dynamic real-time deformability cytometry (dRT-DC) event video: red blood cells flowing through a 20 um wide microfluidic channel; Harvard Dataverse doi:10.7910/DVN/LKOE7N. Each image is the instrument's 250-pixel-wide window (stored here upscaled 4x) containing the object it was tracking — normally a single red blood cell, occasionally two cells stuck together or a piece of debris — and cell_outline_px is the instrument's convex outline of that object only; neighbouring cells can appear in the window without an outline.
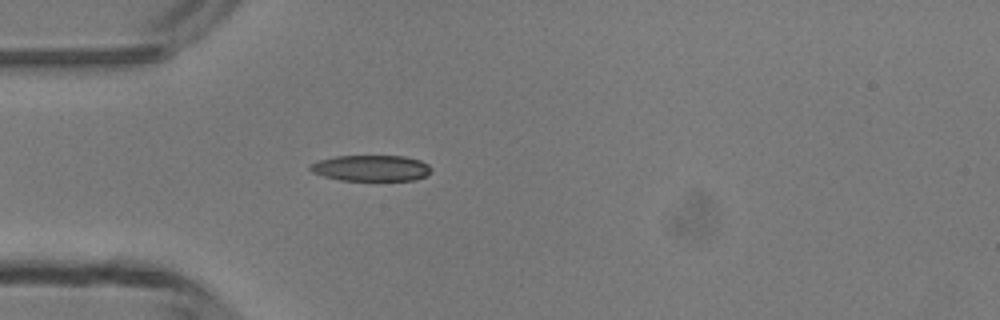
{"species": "common noctule bat (a hibernating species)", "species_latin": "Nyctalus noctula", "temperature_condition": "room temperature", "stored_images_in_passage": 35, "camera_frame_rate_fps": 3000, "um_per_image_px": 0.085, "animal": {"sex": "male", "body_mass_g": 13.3}, "frame": {"image": 1, "passage_image": 1, "time_ms": 0.0, "image_size_px": [1000, 320], "cell_outline_px": [[432, 172], [428, 176], [416, 180], [340, 180], [324, 176], [312, 172], [308, 168], [308, 164], [316, 160], [336, 156], [404, 156], [420, 160], [428, 164], [432, 168]], "centroid_in_image_um": [31.55, 14.29], "position_along_channel_um": 53.5, "area_um2": 18.61}}
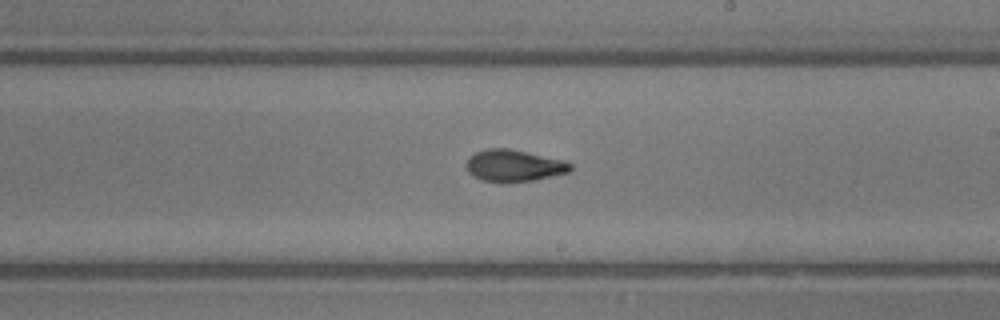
{"frame": {"image": 2, "passage_image": 15, "time_ms": 4.667, "image_size_px": [1000, 320], "cell_outline_px": [[572, 168], [568, 172], [532, 180], [504, 184], [500, 184], [484, 180], [472, 176], [468, 172], [464, 164], [476, 152], [488, 148], [508, 148], [564, 160], [572, 164]], "centroid_in_image_um": [43.65, 14.1], "position_along_channel_um": 245.4, "area_um2": 19.42}}
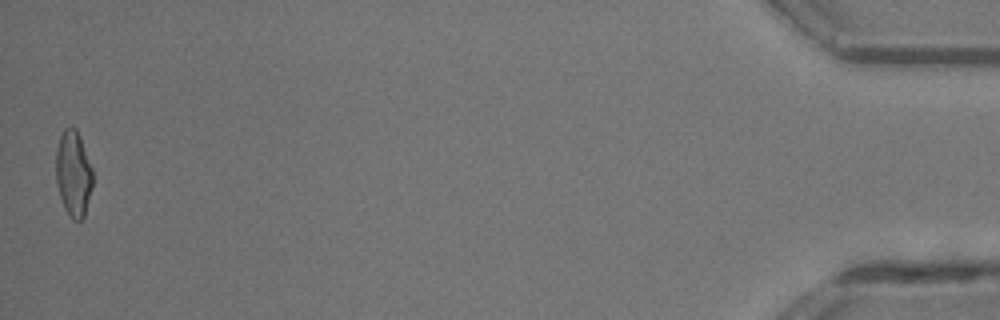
{"frame": {"image": 3, "passage_image": 35, "time_ms": 11.333, "image_size_px": [1000, 320], "cell_outline_px": [[92, 188], [84, 216], [80, 220], [72, 220], [64, 208], [56, 184], [56, 152], [60, 136], [64, 128], [76, 128], [80, 136], [92, 168]], "centroid_in_image_um": [6.23, 14.77], "position_along_channel_um": 429.0, "area_um2": 18.32}, "authors_computed_cell_mechanics": {"area_um2": 18.6116, "velocity_mm_per_s": 4.2672, "shape_relaxation_time_tau1_ms": 3.9582, "shape_relaxation_time_tau2_ms": 2.1356, "deformation_change_tau1": 0.1794, "deformation_change_tau2": 0.0926}}